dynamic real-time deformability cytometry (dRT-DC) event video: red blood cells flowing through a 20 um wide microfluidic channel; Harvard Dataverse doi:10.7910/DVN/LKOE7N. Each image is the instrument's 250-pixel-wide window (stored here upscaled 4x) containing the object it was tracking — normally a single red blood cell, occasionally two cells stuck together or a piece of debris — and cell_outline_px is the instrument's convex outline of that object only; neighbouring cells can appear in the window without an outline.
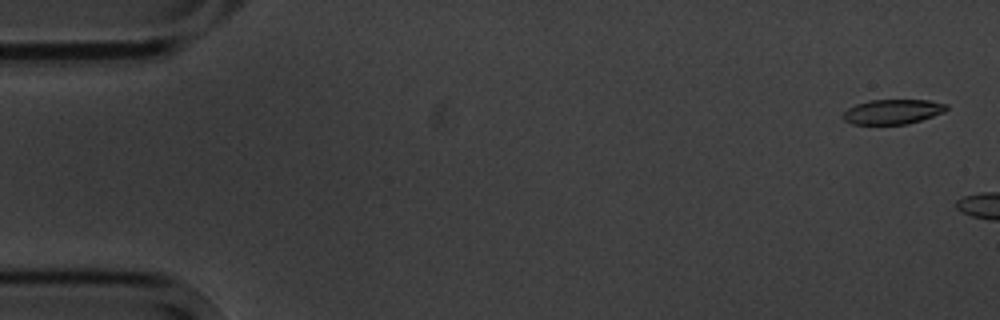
{"species": "common noctule bat (a hibernating species)", "species_latin": "Nyctalus noctula", "temperature_condition": "cold", "stored_images_in_passage": 3, "camera_frame_rate_fps": 3000, "um_per_image_px": 0.085, "animal": {"sex": "male", "body_mass_g": 20.1, "forearm_length_mm": 53.5}, "frame": {"image": 1, "passage_image": 1, "time_ms": 0.0, "image_size_px": [1000, 320], "cell_outline_px": [[948, 108], [944, 112], [908, 124], [852, 124], [844, 120], [840, 116], [848, 108], [856, 104], [868, 100], [928, 100], [948, 104]], "centroid_in_image_um": [75.85, 9.49], "position_along_channel_um": 9.1, "area_um2": 14.97}}